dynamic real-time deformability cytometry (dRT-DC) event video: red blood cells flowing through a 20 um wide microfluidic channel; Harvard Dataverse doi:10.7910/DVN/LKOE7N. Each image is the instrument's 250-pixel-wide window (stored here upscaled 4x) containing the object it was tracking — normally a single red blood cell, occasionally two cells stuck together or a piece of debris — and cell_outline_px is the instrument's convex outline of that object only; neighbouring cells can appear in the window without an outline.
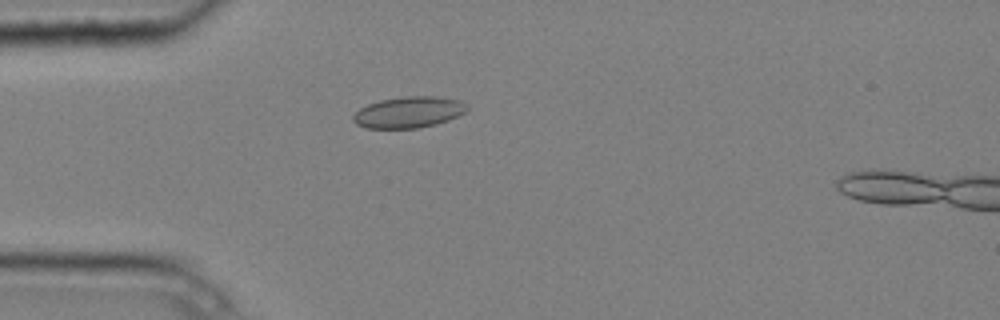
{"species": "common noctule bat (a hibernating species)", "species_latin": "Nyctalus noctula", "temperature_condition": "cold", "stored_images_in_passage": 4, "camera_frame_rate_fps": 3000, "um_per_image_px": 0.085, "animal": {"sex": "male", "body_mass_g": 20.4}, "frame": {"image": 1, "passage_image": 3, "time_ms": 0.667, "image_size_px": [1000, 320], "cell_outline_px": [[468, 108], [464, 112], [448, 120], [436, 124], [420, 128], [364, 128], [356, 124], [352, 120], [352, 116], [360, 108], [368, 104], [380, 100], [404, 96], [436, 96], [460, 100], [468, 104]], "centroid_in_image_um": [34.73, 9.54], "position_along_channel_um": 50.3, "area_um2": 20.81}}